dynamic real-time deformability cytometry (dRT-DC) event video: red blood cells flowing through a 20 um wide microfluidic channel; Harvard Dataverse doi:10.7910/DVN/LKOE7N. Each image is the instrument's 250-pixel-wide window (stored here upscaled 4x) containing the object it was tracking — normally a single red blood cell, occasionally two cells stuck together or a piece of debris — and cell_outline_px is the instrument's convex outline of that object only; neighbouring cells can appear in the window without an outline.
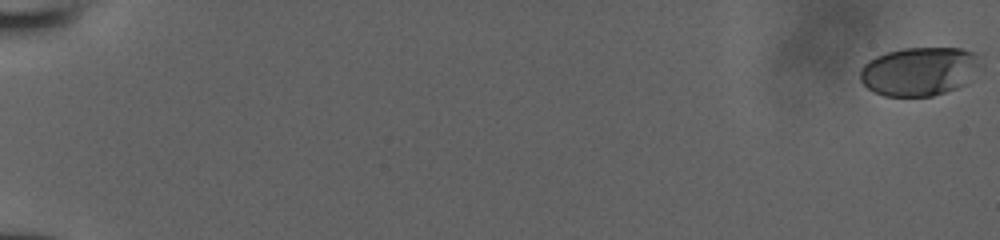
{"species": "human", "species_latin": "Homo sapiens", "temperature_condition": "room temperature", "stored_images_in_passage": 54, "camera_frame_rate_fps": 3000, "um_per_image_px": 0.085, "donor": {"sex": "male"}, "frame": {"image": 1, "passage_image": 1, "time_ms": 0.0, "image_size_px": [1000, 240], "cell_outline_px": [[984, 68], [964, 84], [956, 88], [932, 96], [884, 96], [868, 88], [860, 80], [860, 68], [868, 60], [876, 56], [888, 52], [904, 48], [960, 48], [976, 52], [984, 64]], "centroid_in_image_um": [78.21, 6.05], "position_along_channel_um": 6.8, "area_um2": 34.62}}
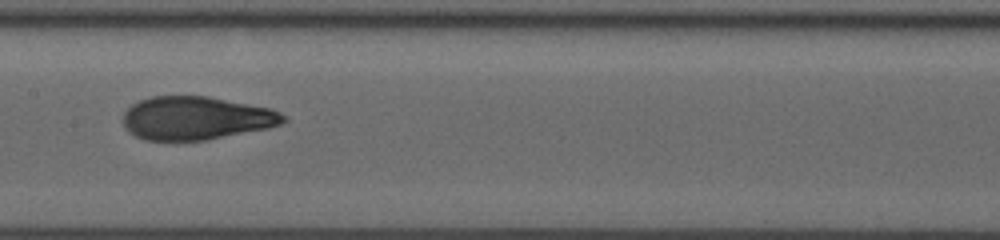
{"frame": {"image": 2, "passage_image": 31, "time_ms": 10.0, "image_size_px": [1000, 240], "cell_outline_px": [[288, 120], [280, 124], [268, 128], [208, 140], [144, 140], [128, 132], [124, 124], [124, 112], [132, 104], [140, 100], [152, 96], [208, 96], [272, 108], [280, 112]], "centroid_in_image_um": [16.68, 10.04], "position_along_channel_um": 190.7, "area_um2": 40.52}}
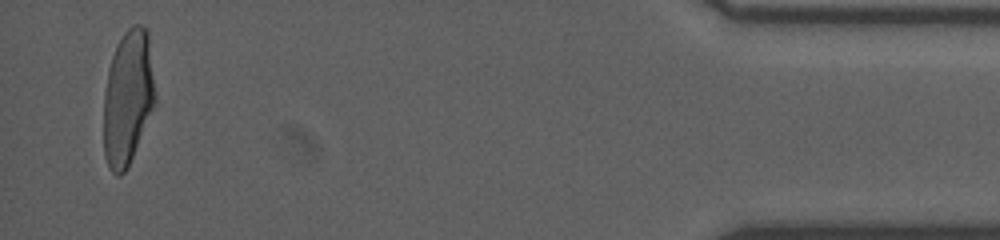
{"frame": {"image": 3, "passage_image": 53, "time_ms": 17.333, "image_size_px": [1000, 240], "cell_outline_px": [[156, 100], [128, 168], [120, 176], [116, 176], [112, 172], [104, 156], [104, 92], [108, 72], [112, 56], [116, 44], [124, 32], [132, 24], [140, 24], [148, 28], [156, 96]], "centroid_in_image_um": [10.88, 8.26], "position_along_channel_um": 424.3, "area_um2": 40.69}}